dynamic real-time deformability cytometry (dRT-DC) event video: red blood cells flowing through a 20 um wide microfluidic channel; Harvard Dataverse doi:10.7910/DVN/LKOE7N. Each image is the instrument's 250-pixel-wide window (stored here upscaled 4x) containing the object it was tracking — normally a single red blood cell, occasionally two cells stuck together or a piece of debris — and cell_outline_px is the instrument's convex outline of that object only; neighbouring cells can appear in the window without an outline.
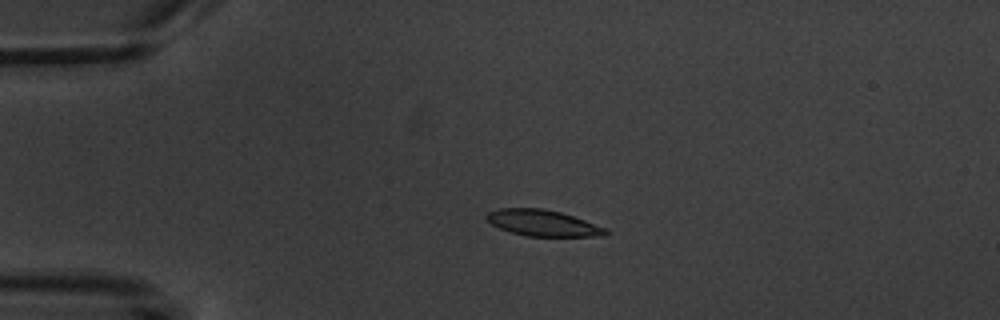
{"species": "common noctule bat (a hibernating species)", "species_latin": "Nyctalus noctula", "temperature_condition": "warm", "stored_images_in_passage": 5, "camera_frame_rate_fps": 3000, "um_per_image_px": 0.085, "animal": {"sex": "male", "body_mass_g": 20.1, "forearm_length_mm": 53.5}, "frame": {"image": 1, "passage_image": 4, "time_ms": 3.333, "image_size_px": [1000, 320], "cell_outline_px": [[608, 232], [604, 236], [528, 236], [512, 232], [500, 228], [492, 224], [484, 216], [488, 212], [496, 208], [544, 208], [560, 212], [608, 228]], "centroid_in_image_um": [46.14, 18.95], "position_along_channel_um": 38.9, "area_um2": 18.09}}